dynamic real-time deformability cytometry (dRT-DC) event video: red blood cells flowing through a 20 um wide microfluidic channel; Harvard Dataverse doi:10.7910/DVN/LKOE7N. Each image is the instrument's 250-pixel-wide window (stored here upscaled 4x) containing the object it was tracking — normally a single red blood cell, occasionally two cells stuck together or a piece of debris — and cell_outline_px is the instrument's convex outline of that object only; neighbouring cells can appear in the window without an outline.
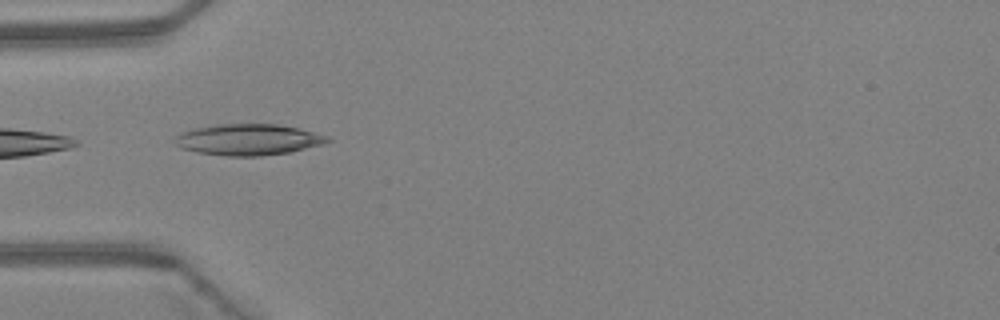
{"species": "Egyptian fruit bat (a non-hibernating species)", "species_latin": "Rousettus aegyptiacus", "temperature_condition": "warm", "stored_images_in_passage": 1, "camera_frame_rate_fps": 3000, "um_per_image_px": 0.085, "animal": {"sex": "female"}, "frame": {"image": 1, "passage_image": 1, "time_ms": 0.0, "image_size_px": [1000, 320], "cell_outline_px": [[332, 140], [324, 144], [292, 152], [260, 156], [228, 156], [196, 152], [180, 148], [176, 144], [176, 136], [180, 132], [196, 128], [216, 124], [276, 124], [300, 128], [328, 136]], "centroid_in_image_um": [21.14, 11.87], "position_along_channel_um": 63.9, "area_um2": 27.86}}